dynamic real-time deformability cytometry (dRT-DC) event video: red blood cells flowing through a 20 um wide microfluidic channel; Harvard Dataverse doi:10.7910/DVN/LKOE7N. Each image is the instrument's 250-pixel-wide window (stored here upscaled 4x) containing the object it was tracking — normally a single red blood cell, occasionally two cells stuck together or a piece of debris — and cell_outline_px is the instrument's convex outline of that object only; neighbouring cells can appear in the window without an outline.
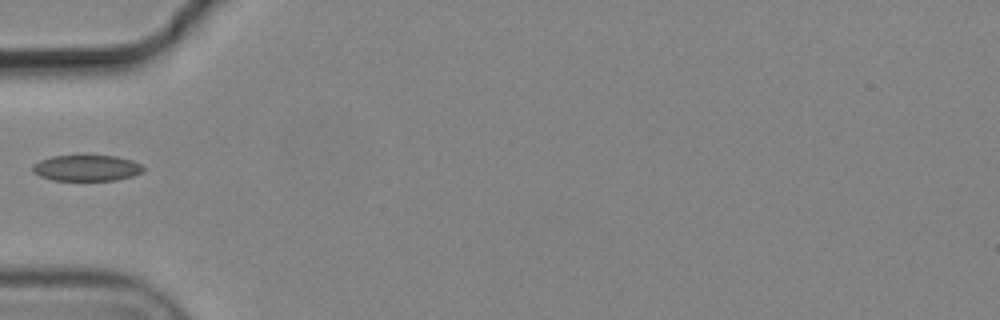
{"species": "common noctule bat (a hibernating species)", "species_latin": "Nyctalus noctula", "temperature_condition": "cold", "stored_images_in_passage": 6, "segment_of_instrument_passage": [2, 2], "camera_frame_rate_fps": 3000, "um_per_image_px": 0.085, "animal": {"sex": "male", "body_mass_g": 19.2, "forearm_length_mm": 51.8}, "frame": {"image": 1, "passage_image": 6, "time_ms": 1.667, "image_size_px": [1000, 320], "cell_outline_px": [[144, 172], [132, 176], [116, 180], [52, 180], [40, 176], [32, 172], [32, 164], [40, 160], [52, 156], [116, 156], [132, 160], [140, 164], [144, 168]], "centroid_in_image_um": [7.35, 14.28], "position_along_channel_um": 77.6, "area_um2": 16.76}}